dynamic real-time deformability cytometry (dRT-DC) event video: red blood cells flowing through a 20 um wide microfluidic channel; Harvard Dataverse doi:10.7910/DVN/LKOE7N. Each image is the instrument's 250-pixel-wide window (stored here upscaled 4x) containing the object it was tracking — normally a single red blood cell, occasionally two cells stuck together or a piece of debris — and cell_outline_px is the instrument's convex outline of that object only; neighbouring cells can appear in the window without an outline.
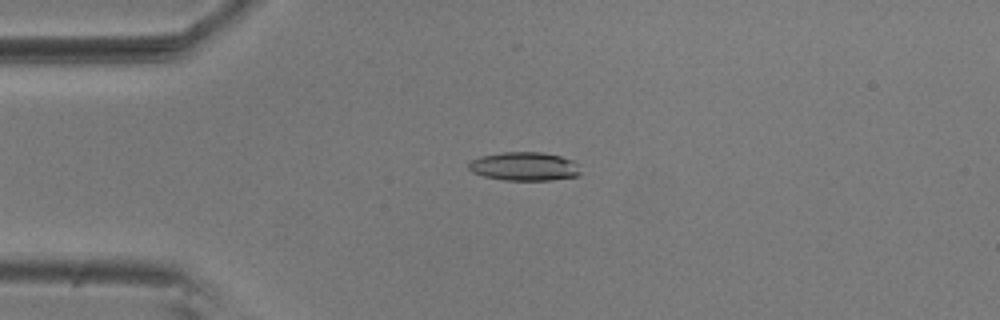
{"species": "common noctule bat (a hibernating species)", "species_latin": "Nyctalus noctula", "temperature_condition": "room temperature", "stored_images_in_passage": 44, "camera_frame_rate_fps": 3000, "um_per_image_px": 0.085, "animal": {"sex": "male", "body_mass_g": 20.5, "forearm_length_mm": 52.5}, "frame": {"image": 1, "passage_image": 7, "time_ms": 2.0, "image_size_px": [1000, 320], "cell_outline_px": [[580, 172], [576, 176], [548, 180], [504, 180], [484, 176], [472, 172], [468, 168], [468, 164], [472, 160], [480, 156], [500, 152], [540, 152], [560, 156], [572, 160], [580, 164]], "centroid_in_image_um": [44.56, 14.14], "position_along_channel_um": 40.4, "area_um2": 18.67}}
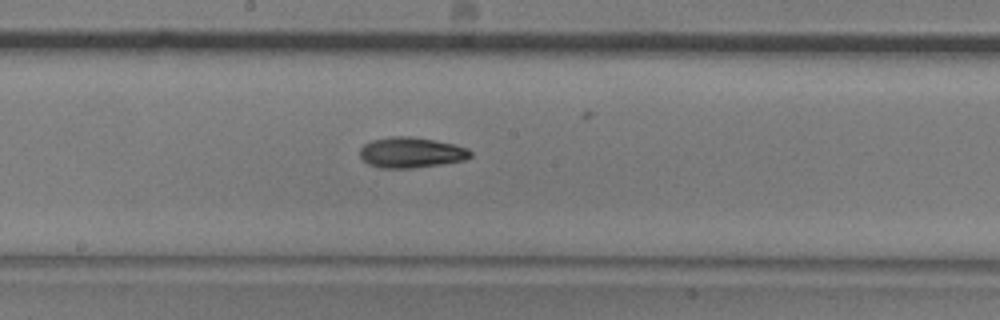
{"frame": {"image": 2, "passage_image": 23, "time_ms": 7.333, "image_size_px": [1000, 320], "cell_outline_px": [[472, 156], [464, 160], [440, 164], [412, 168], [380, 168], [368, 164], [360, 156], [360, 148], [364, 144], [372, 140], [392, 136], [408, 136], [432, 140], [452, 144], [468, 148], [472, 152]], "centroid_in_image_um": [34.93, 12.97], "position_along_channel_um": 213.3, "area_um2": 19.54}}
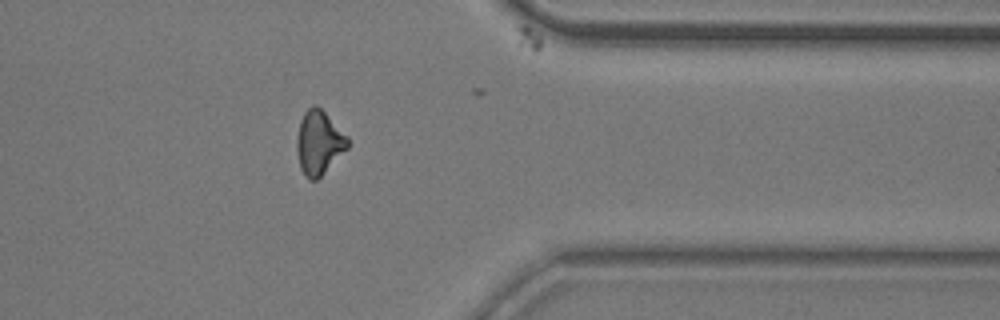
{"frame": {"image": 3, "passage_image": 38, "time_ms": 12.333, "image_size_px": [1000, 320], "cell_outline_px": [[348, 148], [316, 180], [308, 180], [300, 168], [296, 148], [296, 140], [300, 120], [304, 112], [312, 104], [316, 104], [348, 136]], "centroid_in_image_um": [27.09, 12.11], "position_along_channel_um": 384.3, "area_um2": 18.84}}